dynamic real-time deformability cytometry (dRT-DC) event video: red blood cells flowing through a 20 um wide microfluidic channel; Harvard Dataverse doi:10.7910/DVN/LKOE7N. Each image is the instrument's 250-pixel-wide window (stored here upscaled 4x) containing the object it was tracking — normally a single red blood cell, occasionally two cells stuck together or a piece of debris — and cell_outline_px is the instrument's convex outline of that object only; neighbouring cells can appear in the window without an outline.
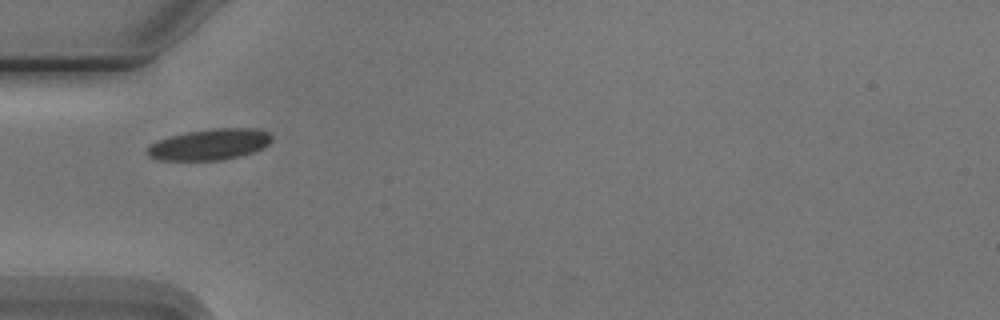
{"species": "Egyptian fruit bat (a non-hibernating species)", "species_latin": "Rousettus aegyptiacus", "temperature_condition": "cold", "stored_images_in_passage": 5, "camera_frame_rate_fps": 3000, "um_per_image_px": 0.085, "animal": {"sex": "male"}, "frame": {"image": 1, "passage_image": 3, "time_ms": 3.0, "image_size_px": [1000, 320], "cell_outline_px": [[272, 140], [268, 144], [252, 152], [240, 156], [220, 160], [156, 160], [148, 156], [144, 152], [148, 144], [168, 136], [184, 132], [212, 128], [256, 128], [268, 132], [272, 136]], "centroid_in_image_um": [17.74, 12.27], "position_along_channel_um": 67.3, "area_um2": 22.83}}
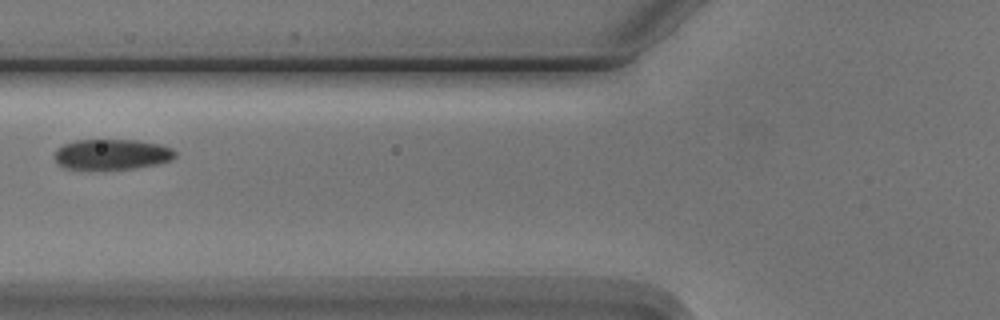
{"frame": {"image": 2, "passage_image": 4, "time_ms": 4.333, "image_size_px": [1000, 320], "cell_outline_px": [[176, 156], [172, 160], [160, 164], [136, 168], [64, 168], [52, 156], [56, 148], [64, 144], [76, 140], [136, 140], [160, 144], [172, 148], [176, 152]], "centroid_in_image_um": [9.54, 13.1], "position_along_channel_um": 116.3, "area_um2": 21.39}}
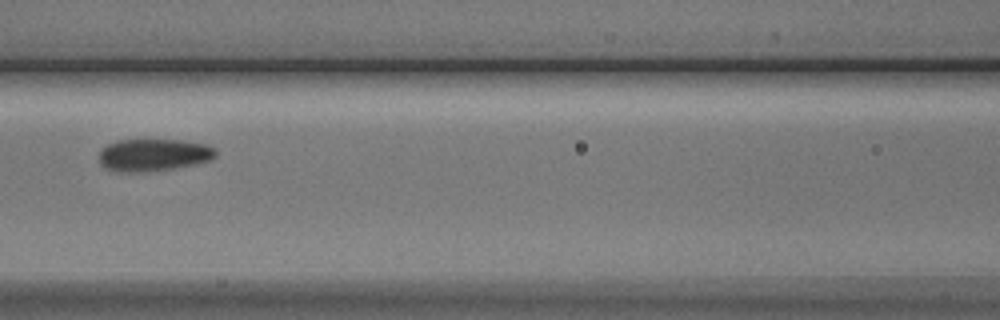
{"frame": {"image": 3, "passage_image": 5, "time_ms": 5.333, "image_size_px": [1000, 320], "cell_outline_px": [[216, 156], [212, 160], [196, 164], [172, 168], [136, 172], [128, 172], [104, 168], [100, 164], [100, 148], [116, 140], [184, 140], [208, 144], [216, 148]], "centroid_in_image_um": [13.09, 13.15], "position_along_channel_um": 153.5, "area_um2": 22.02}}